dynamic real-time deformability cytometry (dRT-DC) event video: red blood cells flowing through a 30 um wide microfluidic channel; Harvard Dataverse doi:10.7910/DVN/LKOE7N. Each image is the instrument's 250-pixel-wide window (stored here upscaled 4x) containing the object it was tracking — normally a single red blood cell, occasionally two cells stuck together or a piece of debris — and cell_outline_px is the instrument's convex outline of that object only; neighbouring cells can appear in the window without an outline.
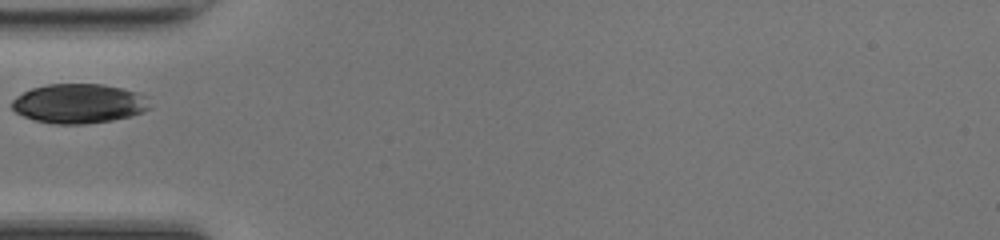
{"species": "common noctule bat (a hibernating species)", "species_latin": "Nyctalus noctula", "temperature_condition": "room temperature", "stored_images_in_passage": 20, "camera_frame_rate_fps": 3000, "um_per_image_px": 0.085, "animal": {"sex": "female", "body_mass_g": 17.0, "forearm_length_mm": 48.0}, "frame": {"image": 1, "passage_image": 1, "time_ms": 0.0, "image_size_px": [1000, 240], "cell_outline_px": [[148, 108], [144, 112], [132, 116], [112, 120], [84, 124], [56, 124], [36, 120], [24, 116], [16, 112], [12, 108], [12, 100], [16, 96], [32, 88], [48, 84], [104, 84], [124, 88], [148, 96]], "centroid_in_image_um": [6.73, 8.79], "position_along_channel_um": 78.3, "area_um2": 31.73}}